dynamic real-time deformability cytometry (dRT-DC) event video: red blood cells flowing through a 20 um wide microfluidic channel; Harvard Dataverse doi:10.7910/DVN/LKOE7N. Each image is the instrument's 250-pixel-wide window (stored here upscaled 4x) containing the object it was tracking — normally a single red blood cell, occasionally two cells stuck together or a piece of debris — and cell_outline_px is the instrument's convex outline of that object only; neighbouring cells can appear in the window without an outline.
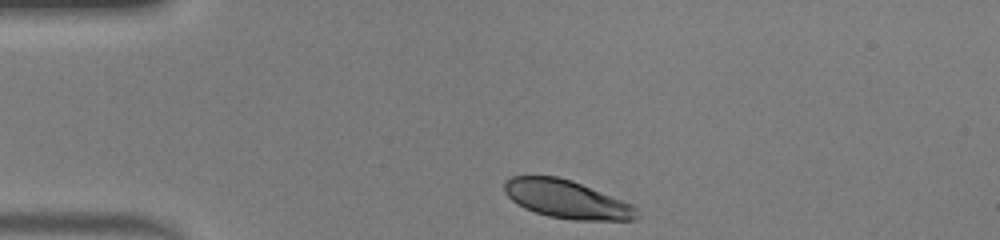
{"species": "human", "species_latin": "Homo sapiens", "temperature_condition": "warm", "stored_images_in_passage": 31, "camera_frame_rate_fps": 3000, "um_per_image_px": 0.085, "donor": {"sex": "male"}, "frame": {"image": 1, "passage_image": 1, "time_ms": 0.0, "image_size_px": [1000, 240], "cell_outline_px": [[636, 220], [572, 220], [548, 216], [524, 208], [516, 204], [504, 192], [504, 180], [512, 176], [556, 176], [572, 180], [632, 204], [636, 208]], "centroid_in_image_um": [48.13, 16.93], "position_along_channel_um": 36.9, "area_um2": 29.36}}
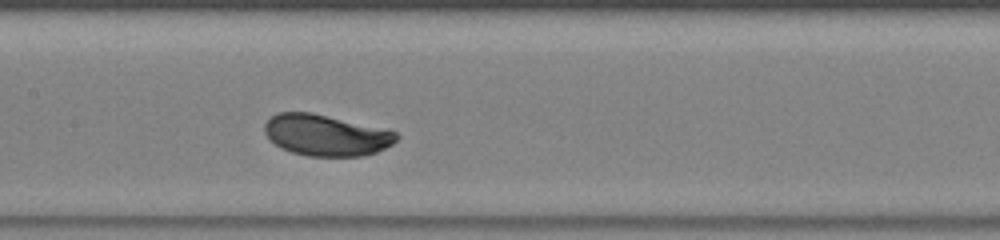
{"frame": {"image": 2, "passage_image": 14, "time_ms": 4.333, "image_size_px": [1000, 240], "cell_outline_px": [[400, 136], [392, 144], [376, 152], [360, 156], [308, 156], [292, 152], [280, 148], [264, 132], [264, 124], [276, 112], [312, 112], [396, 132]], "centroid_in_image_um": [27.68, 11.49], "position_along_channel_um": 179.7, "area_um2": 31.33}}
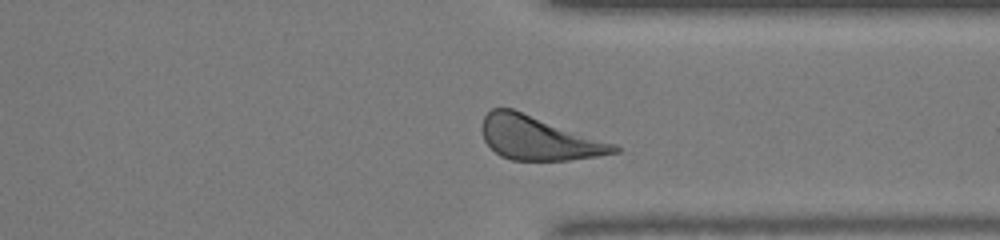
{"frame": {"image": 3, "passage_image": 27, "time_ms": 8.667, "image_size_px": [1000, 240], "cell_outline_px": [[620, 152], [596, 156], [568, 160], [512, 160], [500, 156], [484, 140], [480, 128], [480, 124], [484, 116], [492, 108], [512, 108], [616, 144], [620, 148]], "centroid_in_image_um": [45.75, 11.73], "position_along_channel_um": 365.6, "area_um2": 33.64}, "authors_computed_cell_mechanics": {"area_um2": 31.9634, "velocity_mm_per_s": 4.2991, "shape_relaxation_time_tau1_ms": 1.6017, "shape_relaxation_time_tau2_ms": null, "deformation_change_tau1": 0.1144, "deformation_change_tau2": null}}